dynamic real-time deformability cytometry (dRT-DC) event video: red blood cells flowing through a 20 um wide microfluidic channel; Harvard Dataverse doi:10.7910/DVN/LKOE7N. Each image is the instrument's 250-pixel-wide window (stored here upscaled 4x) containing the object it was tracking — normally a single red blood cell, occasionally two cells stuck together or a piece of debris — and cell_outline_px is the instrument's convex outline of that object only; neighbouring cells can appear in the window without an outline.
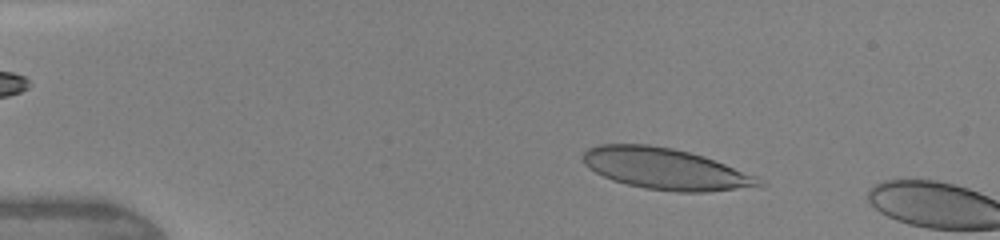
{"species": "human", "species_latin": "Homo sapiens", "temperature_condition": "warm", "stored_images_in_passage": 11, "camera_frame_rate_fps": 3000, "um_per_image_px": 0.085, "donor": {"sex": "female"}, "frame": {"image": 1, "passage_image": 8, "time_ms": 2.333, "image_size_px": [1000, 240], "cell_outline_px": [[768, 184], [764, 188], [708, 192], [680, 192], [644, 188], [612, 180], [588, 168], [584, 164], [584, 152], [588, 148], [596, 144], [648, 144], [672, 148], [704, 156], [756, 176]], "centroid_in_image_um": [56.66, 14.37], "position_along_channel_um": 28.3, "area_um2": 42.71}}